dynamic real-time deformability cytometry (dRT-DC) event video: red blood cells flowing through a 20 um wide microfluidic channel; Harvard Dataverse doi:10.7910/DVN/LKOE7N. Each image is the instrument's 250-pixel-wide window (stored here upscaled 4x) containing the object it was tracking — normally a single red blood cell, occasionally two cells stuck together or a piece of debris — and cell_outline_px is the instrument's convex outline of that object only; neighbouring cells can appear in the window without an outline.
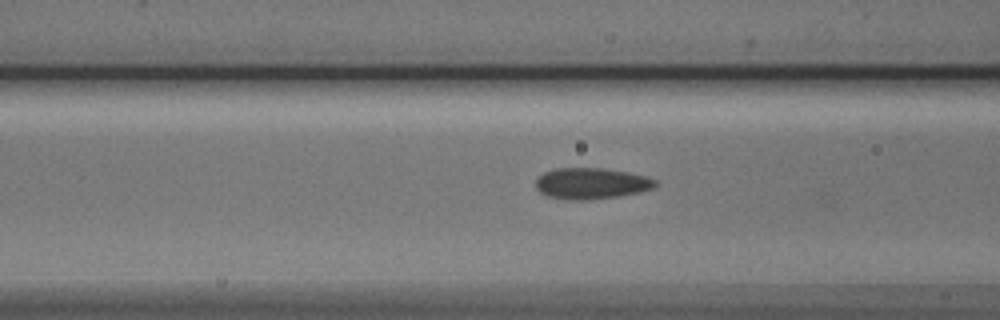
{"species": "Egyptian fruit bat (a non-hibernating species)", "species_latin": "Rousettus aegyptiacus", "temperature_condition": "cold", "stored_images_in_passage": 43, "camera_frame_rate_fps": 3000, "um_per_image_px": 0.085, "animal": {"sex": "male"}, "frame": {"image": 1, "passage_image": 20, "time_ms": 6.333, "image_size_px": [1000, 320], "cell_outline_px": [[656, 184], [652, 188], [640, 192], [620, 196], [584, 200], [568, 200], [548, 196], [540, 192], [536, 188], [536, 180], [544, 172], [556, 168], [600, 168], [628, 172], [644, 176], [656, 180]], "centroid_in_image_um": [50.24, 15.59], "position_along_channel_um": 116.4, "area_um2": 21.56}}
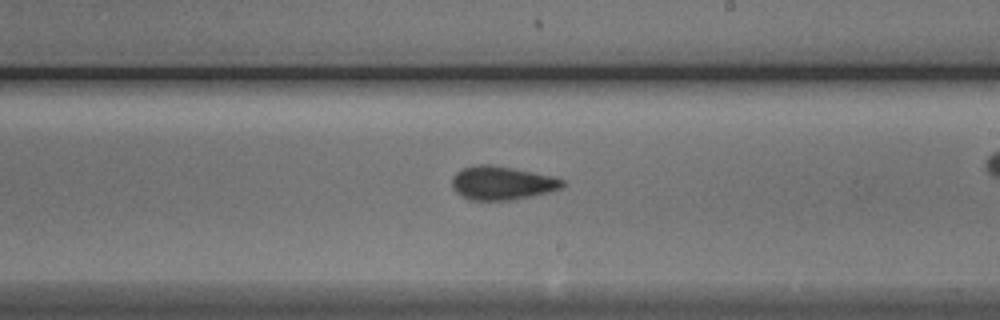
{"frame": {"image": 2, "passage_image": 30, "time_ms": 9.667, "image_size_px": [1000, 320], "cell_outline_px": [[564, 184], [560, 188], [548, 192], [532, 196], [512, 200], [468, 200], [460, 196], [452, 188], [452, 176], [460, 168], [476, 164], [492, 164], [552, 176], [564, 180]], "centroid_in_image_um": [42.6, 15.55], "position_along_channel_um": 246.4, "area_um2": 21.79}}
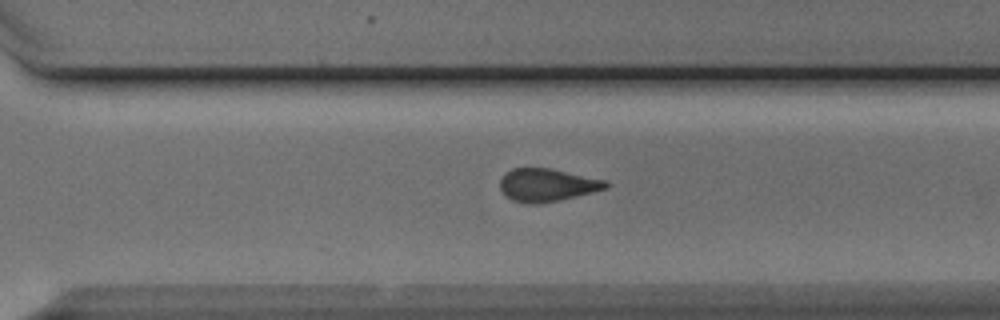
{"frame": {"image": 3, "passage_image": 36, "time_ms": 11.667, "image_size_px": [1000, 320], "cell_outline_px": [[608, 188], [560, 200], [536, 204], [528, 204], [512, 200], [500, 188], [500, 180], [504, 172], [512, 168], [552, 168], [608, 180]], "centroid_in_image_um": [46.52, 15.71], "position_along_channel_um": 324.1, "area_um2": 20.4}, "authors_computed_cell_mechanics": {"area_um2": 21.0392, "velocity_mm_per_s": 3.901, "shape_relaxation_time_tau1_ms": 4.6203, "shape_relaxation_time_tau2_ms": 2.0315, "deformation_change_tau1": 0.1094, "deformation_change_tau2": 0.0932}}